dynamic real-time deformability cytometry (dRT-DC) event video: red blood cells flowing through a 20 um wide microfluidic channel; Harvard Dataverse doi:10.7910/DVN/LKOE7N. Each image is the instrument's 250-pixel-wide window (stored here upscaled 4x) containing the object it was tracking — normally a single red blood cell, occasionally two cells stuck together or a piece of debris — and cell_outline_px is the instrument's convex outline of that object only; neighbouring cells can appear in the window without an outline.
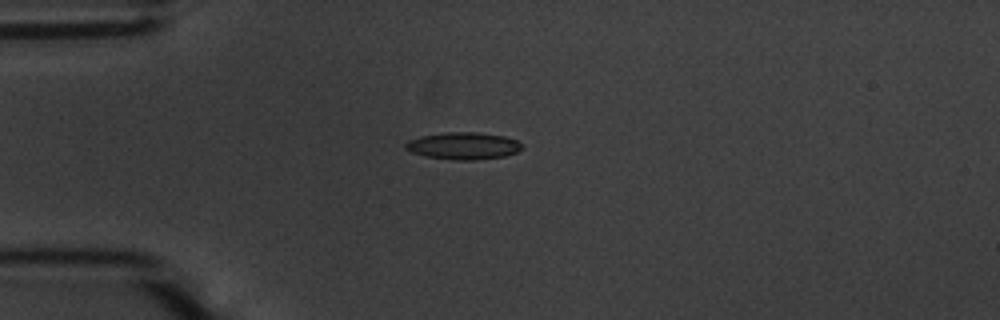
{"species": "common noctule bat (a hibernating species)", "species_latin": "Nyctalus noctula", "temperature_condition": "warm", "stored_images_in_passage": 37, "camera_frame_rate_fps": 3000, "um_per_image_px": 0.085, "animal": {"sex": "male", "body_mass_g": 20.1, "forearm_length_mm": 53.5}, "frame": {"image": 1, "passage_image": 1, "time_ms": 0.0, "image_size_px": [1000, 320], "cell_outline_px": [[524, 148], [516, 152], [504, 156], [476, 160], [452, 160], [424, 156], [412, 152], [404, 148], [404, 144], [408, 140], [420, 136], [444, 132], [476, 132], [504, 136], [516, 140], [524, 144]], "centroid_in_image_um": [39.38, 12.39], "position_along_channel_um": 45.6, "area_um2": 18.61}}
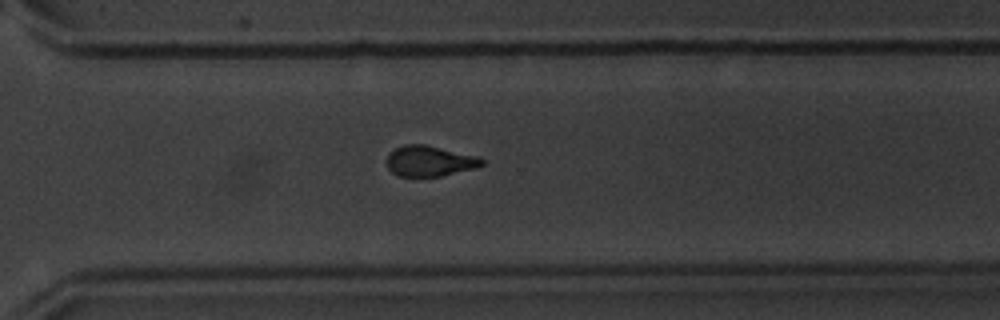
{"frame": {"image": 2, "passage_image": 26, "time_ms": 8.333, "image_size_px": [1000, 320], "cell_outline_px": [[484, 164], [476, 168], [440, 176], [400, 176], [392, 172], [388, 168], [388, 156], [396, 148], [404, 144], [424, 144], [480, 156], [484, 160]], "centroid_in_image_um": [36.57, 13.68], "position_along_channel_um": 334.0, "area_um2": 16.88}}
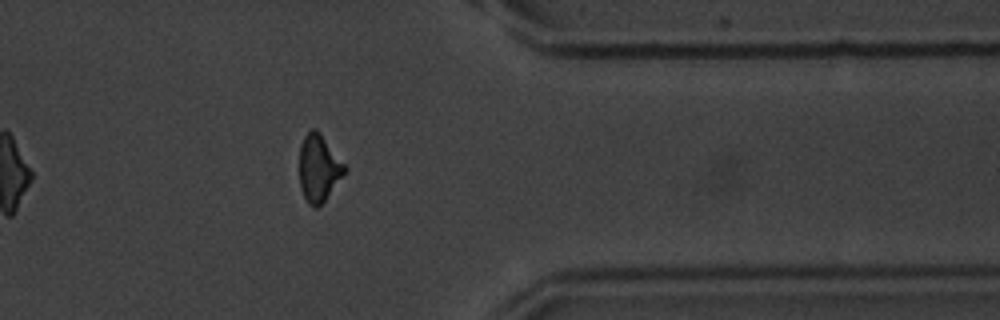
{"frame": {"image": 3, "passage_image": 31, "time_ms": 10.0, "image_size_px": [1000, 320], "cell_outline_px": [[348, 168], [324, 200], [316, 208], [312, 208], [308, 204], [300, 188], [300, 144], [304, 136], [312, 128], [316, 128], [320, 132]], "centroid_in_image_um": [27.08, 14.27], "position_along_channel_um": 384.3, "area_um2": 17.51}, "authors_computed_cell_mechanics": {"area_um2": 17.5134, "velocity_mm_per_s": 3.6882, "shape_relaxation_time_tau1_ms": 3.7038, "shape_relaxation_time_tau2_ms": 2.5335, "deformation_change_tau1": 0.1483, "deformation_change_tau2": 0.107}}